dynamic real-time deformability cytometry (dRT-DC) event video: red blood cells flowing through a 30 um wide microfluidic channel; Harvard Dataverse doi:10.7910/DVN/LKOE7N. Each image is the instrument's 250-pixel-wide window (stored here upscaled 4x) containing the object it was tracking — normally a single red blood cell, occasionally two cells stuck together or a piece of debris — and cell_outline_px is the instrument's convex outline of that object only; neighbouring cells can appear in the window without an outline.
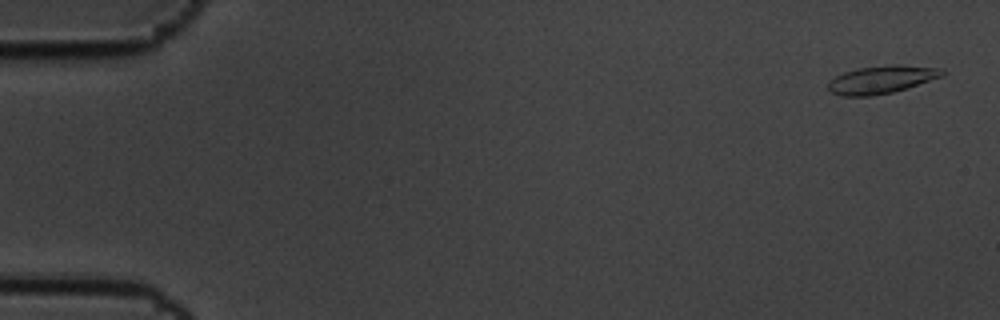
{"species": "common noctule bat (a hibernating species)", "species_latin": "Nyctalus noctula", "temperature_condition": "cold", "stored_images_in_passage": 5, "camera_frame_rate_fps": 3000, "um_per_image_px": 0.085, "animal": {"sex": "male", "body_mass_g": 19.5, "forearm_length_mm": 54.6}, "frame": {"image": 1, "passage_image": 1, "time_ms": 0.0, "image_size_px": [1000, 320], "cell_outline_px": [[944, 76], [892, 92], [872, 96], [840, 96], [832, 92], [828, 88], [828, 84], [836, 76], [844, 72], [860, 68], [896, 64], [940, 68], [944, 72]], "centroid_in_image_um": [74.93, 6.76], "position_along_channel_um": 10.1, "area_um2": 18.21}}